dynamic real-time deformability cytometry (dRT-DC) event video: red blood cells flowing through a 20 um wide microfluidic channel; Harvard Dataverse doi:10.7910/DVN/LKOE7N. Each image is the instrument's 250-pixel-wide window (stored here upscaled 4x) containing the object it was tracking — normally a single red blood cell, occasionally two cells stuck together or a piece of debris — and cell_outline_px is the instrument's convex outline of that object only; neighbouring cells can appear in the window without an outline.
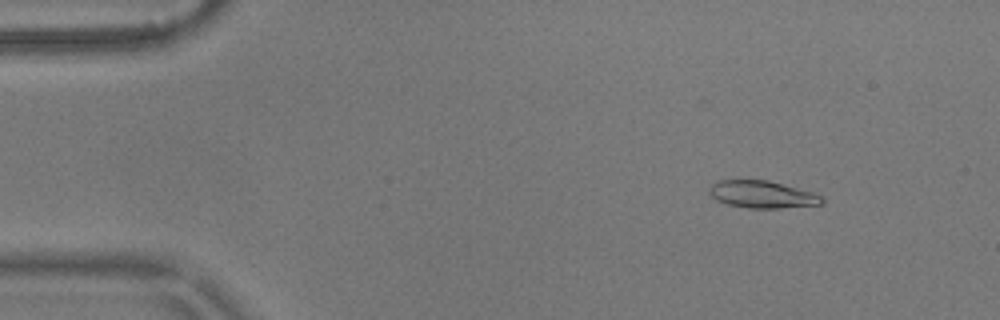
{"species": "common noctule bat (a hibernating species)", "species_latin": "Nyctalus noctula", "temperature_condition": "warm", "stored_images_in_passage": 7, "camera_frame_rate_fps": 3000, "um_per_image_px": 0.085, "animal": {"sex": "male", "body_mass_g": 17.9}, "frame": {"image": 1, "passage_image": 2, "time_ms": 0.333, "image_size_px": [1000, 320], "cell_outline_px": [[824, 204], [780, 208], [748, 208], [728, 204], [716, 200], [708, 192], [708, 188], [716, 180], [768, 180], [812, 192], [820, 196], [824, 200]], "centroid_in_image_um": [64.76, 16.52], "position_along_channel_um": 20.2, "area_um2": 17.86}}
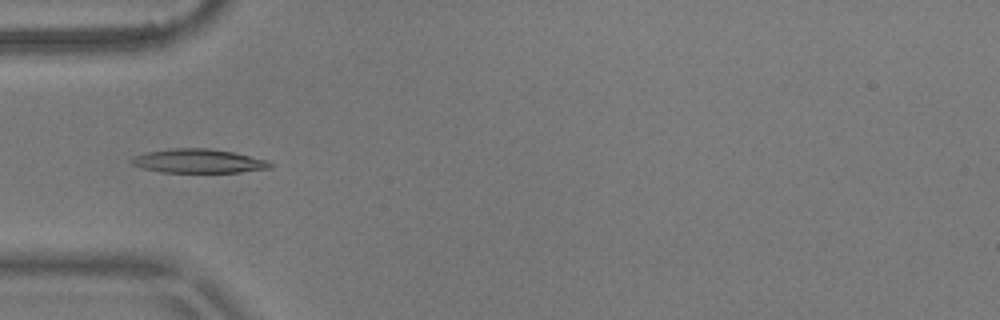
{"frame": {"image": 2, "passage_image": 5, "time_ms": 1.333, "image_size_px": [1000, 320], "cell_outline_px": [[272, 168], [240, 172], [160, 172], [144, 168], [132, 164], [128, 160], [132, 156], [148, 152], [176, 148], [208, 148], [232, 152], [268, 160], [272, 164]], "centroid_in_image_um": [16.86, 13.69], "position_along_channel_um": 68.1, "area_um2": 19.25}}
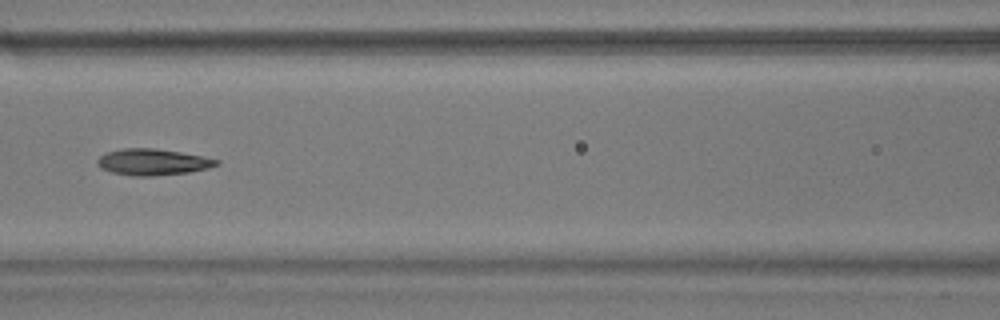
{"frame": {"image": 3, "passage_image": 7, "time_ms": 2.0, "image_size_px": [1000, 320], "cell_outline_px": [[220, 164], [208, 168], [188, 172], [152, 176], [132, 176], [112, 172], [100, 168], [96, 164], [96, 160], [104, 152], [124, 148], [156, 148], [204, 156], [220, 160]], "centroid_in_image_um": [12.96, 13.76], "position_along_channel_um": 153.6, "area_um2": 18.44}}